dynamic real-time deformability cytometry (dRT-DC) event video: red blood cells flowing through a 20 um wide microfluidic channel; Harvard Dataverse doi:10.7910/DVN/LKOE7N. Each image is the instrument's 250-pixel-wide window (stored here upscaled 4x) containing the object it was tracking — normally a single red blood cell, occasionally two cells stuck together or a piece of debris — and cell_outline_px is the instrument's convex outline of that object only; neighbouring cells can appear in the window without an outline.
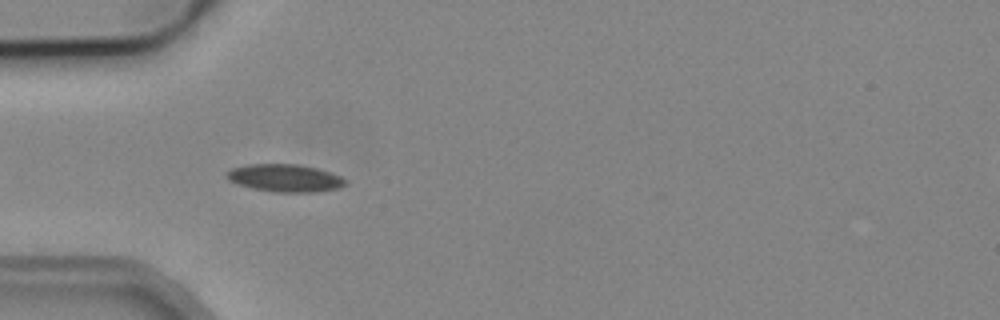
{"species": "common noctule bat (a hibernating species)", "species_latin": "Nyctalus noctula", "temperature_condition": "cold", "stored_images_in_passage": 2, "camera_frame_rate_fps": 3000, "um_per_image_px": 0.085, "animal": {"sex": "male", "body_mass_g": 19.2, "forearm_length_mm": 51.8}, "frame": {"image": 1, "passage_image": 1, "time_ms": 0.0, "image_size_px": [1000, 320], "cell_outline_px": [[344, 184], [336, 188], [312, 192], [276, 192], [252, 188], [236, 184], [228, 180], [224, 176], [224, 172], [232, 168], [248, 164], [296, 164], [316, 168], [340, 176], [344, 180]], "centroid_in_image_um": [24.1, 15.12], "position_along_channel_um": 60.9, "area_um2": 18.9}}